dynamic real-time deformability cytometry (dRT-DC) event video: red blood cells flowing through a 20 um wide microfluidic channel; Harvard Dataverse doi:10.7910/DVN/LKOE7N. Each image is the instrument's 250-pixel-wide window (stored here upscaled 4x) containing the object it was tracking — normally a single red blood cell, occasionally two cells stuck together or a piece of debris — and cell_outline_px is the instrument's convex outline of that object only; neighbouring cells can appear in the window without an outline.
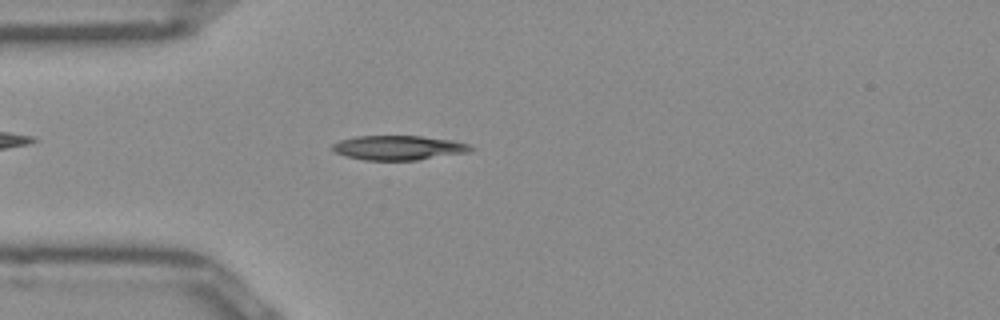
{"species": "Egyptian fruit bat (a non-hibernating species)", "species_latin": "Rousettus aegyptiacus", "temperature_condition": "room temperature", "stored_images_in_passage": 44, "camera_frame_rate_fps": 3000, "um_per_image_px": 0.085, "frame": {"image": 1, "passage_image": 7, "time_ms": 2.0, "image_size_px": [1000, 320], "cell_outline_px": [[476, 148], [472, 152], [420, 160], [364, 160], [344, 156], [336, 152], [332, 148], [332, 144], [340, 140], [356, 136], [420, 136], [452, 140], [468, 144]], "centroid_in_image_um": [33.93, 12.56], "position_along_channel_um": 51.1, "area_um2": 19.94}}
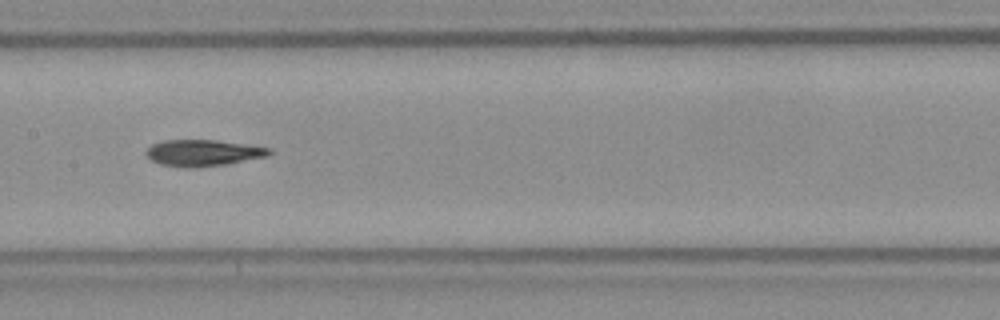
{"frame": {"image": 2, "passage_image": 18, "time_ms": 5.667, "image_size_px": [1000, 320], "cell_outline_px": [[272, 152], [264, 156], [224, 164], [192, 168], [160, 164], [152, 160], [144, 152], [152, 144], [164, 140], [216, 140], [272, 148]], "centroid_in_image_um": [17.22, 12.98], "position_along_channel_um": 190.2, "area_um2": 18.55}}
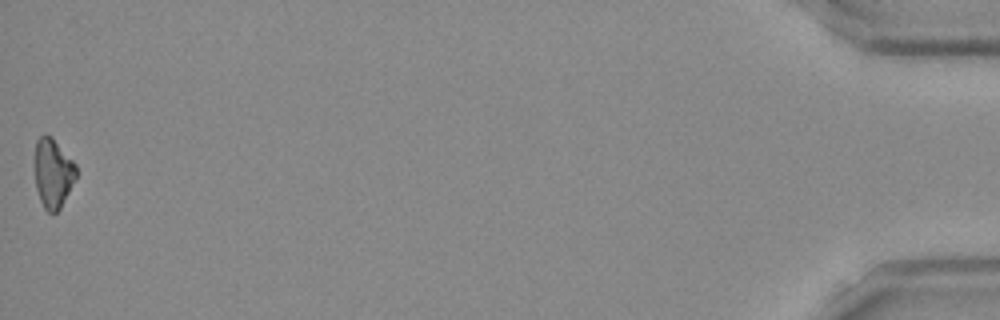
{"frame": {"image": 3, "passage_image": 44, "time_ms": 14.333, "image_size_px": [1000, 320], "cell_outline_px": [[76, 180], [60, 208], [56, 212], [48, 212], [44, 208], [40, 200], [36, 188], [36, 140], [44, 132], [52, 136], [76, 164]], "centroid_in_image_um": [4.53, 14.7], "position_along_channel_um": 430.7, "area_um2": 16.7}, "authors_computed_cell_mechanics": {"area_um2": 18.5827, "velocity_mm_per_s": 3.9689, "shape_relaxation_time_tau1_ms": 7.8193, "shape_relaxation_time_tau2_ms": 8.2072, "deformation_change_tau1": 0.1754, "deformation_change_tau2": 0.1696}}